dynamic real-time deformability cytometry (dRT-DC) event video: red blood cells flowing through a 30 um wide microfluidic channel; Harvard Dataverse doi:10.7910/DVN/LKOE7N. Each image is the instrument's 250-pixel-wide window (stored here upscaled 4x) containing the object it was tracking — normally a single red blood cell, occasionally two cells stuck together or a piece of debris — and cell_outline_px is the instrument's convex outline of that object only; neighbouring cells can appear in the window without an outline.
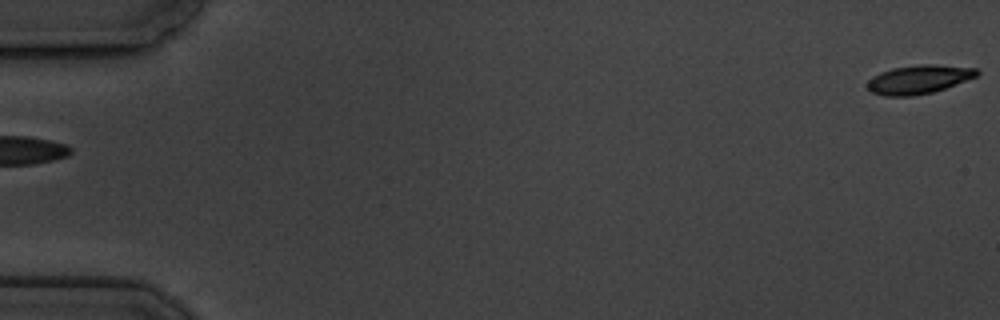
{"species": "common noctule bat (a hibernating species)", "species_latin": "Nyctalus noctula", "temperature_condition": "cold", "stored_images_in_passage": 6, "segment_of_instrument_passage": [2, 2], "camera_frame_rate_fps": 3000, "um_per_image_px": 0.085, "animal": {"sex": "male", "body_mass_g": 19.5, "forearm_length_mm": 54.6}, "frame": {"image": 1, "passage_image": 6, "time_ms": 5.667, "image_size_px": [1000, 320], "cell_outline_px": [[980, 72], [976, 76], [944, 88], [932, 92], [912, 96], [884, 96], [872, 92], [868, 88], [868, 80], [872, 76], [880, 72], [892, 68], [920, 64], [936, 64], [976, 68]], "centroid_in_image_um": [78.07, 6.74], "position_along_channel_um": 6.9, "area_um2": 18.21}}